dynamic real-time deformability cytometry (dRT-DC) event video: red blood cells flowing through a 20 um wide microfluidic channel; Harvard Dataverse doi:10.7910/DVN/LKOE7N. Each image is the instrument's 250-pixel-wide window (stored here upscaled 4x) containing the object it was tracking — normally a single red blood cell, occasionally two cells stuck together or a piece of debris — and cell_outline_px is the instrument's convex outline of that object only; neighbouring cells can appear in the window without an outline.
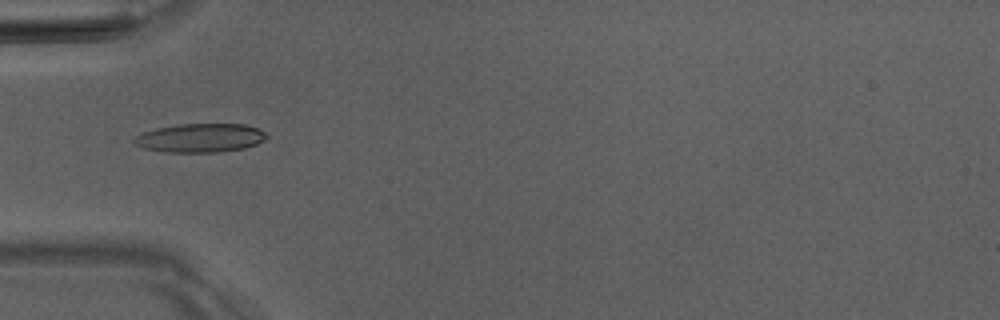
{"species": "Egyptian fruit bat (a non-hibernating species)", "species_latin": "Rousettus aegyptiacus", "temperature_condition": "room temperature", "stored_images_in_passage": 3, "camera_frame_rate_fps": 3000, "um_per_image_px": 0.085, "animal": {"sex": "male"}, "frame": {"image": 1, "passage_image": 3, "time_ms": 2.333, "image_size_px": [1000, 320], "cell_outline_px": [[268, 136], [264, 140], [256, 144], [244, 148], [216, 152], [164, 152], [144, 148], [136, 144], [132, 140], [136, 136], [144, 132], [156, 128], [180, 124], [244, 124], [256, 128], [264, 132]], "centroid_in_image_um": [17.01, 11.72], "position_along_channel_um": 68.0, "area_um2": 22.02}}